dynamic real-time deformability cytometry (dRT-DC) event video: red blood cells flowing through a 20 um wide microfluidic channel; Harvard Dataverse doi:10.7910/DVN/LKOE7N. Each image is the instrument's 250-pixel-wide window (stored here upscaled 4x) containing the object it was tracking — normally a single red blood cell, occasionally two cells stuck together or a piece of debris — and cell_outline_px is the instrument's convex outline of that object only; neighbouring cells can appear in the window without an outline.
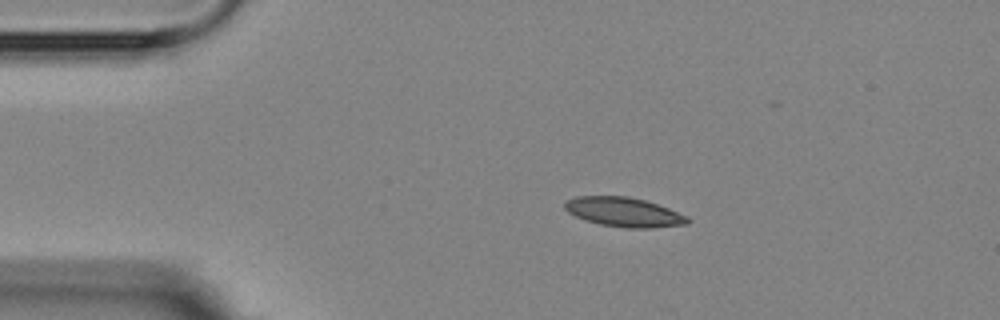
{"species": "Egyptian fruit bat (a non-hibernating species)", "species_latin": "Rousettus aegyptiacus", "temperature_condition": "room temperature", "stored_images_in_passage": 8, "camera_frame_rate_fps": 3000, "um_per_image_px": 0.085, "animal": {"sex": "female"}, "frame": {"image": 1, "passage_image": 3, "time_ms": 2.333, "image_size_px": [1000, 320], "cell_outline_px": [[692, 220], [688, 224], [652, 228], [628, 228], [600, 224], [576, 216], [568, 212], [564, 208], [564, 204], [568, 200], [576, 196], [628, 196], [644, 200], [668, 208], [688, 216]], "centroid_in_image_um": [53.07, 18.03], "position_along_channel_um": 31.9, "area_um2": 20.92}}
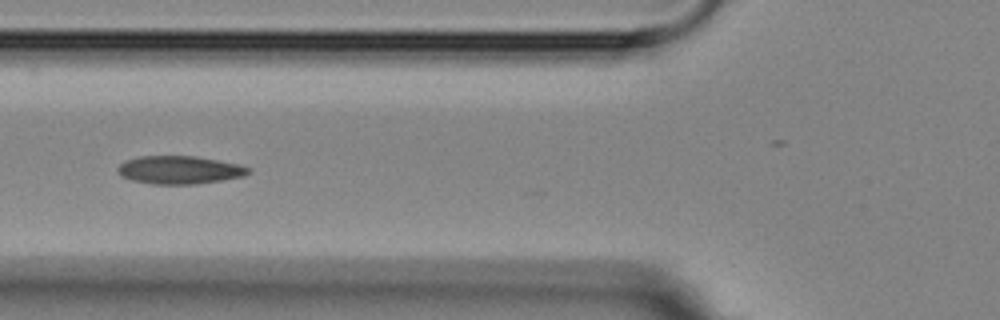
{"frame": {"image": 2, "passage_image": 6, "time_ms": 5.667, "image_size_px": [1000, 320], "cell_outline_px": [[252, 172], [244, 176], [196, 184], [152, 184], [132, 180], [120, 176], [116, 168], [120, 164], [128, 160], [140, 156], [196, 156], [236, 164], [252, 168]], "centroid_in_image_um": [15.25, 14.45], "position_along_channel_um": 110.5, "area_um2": 21.27}}
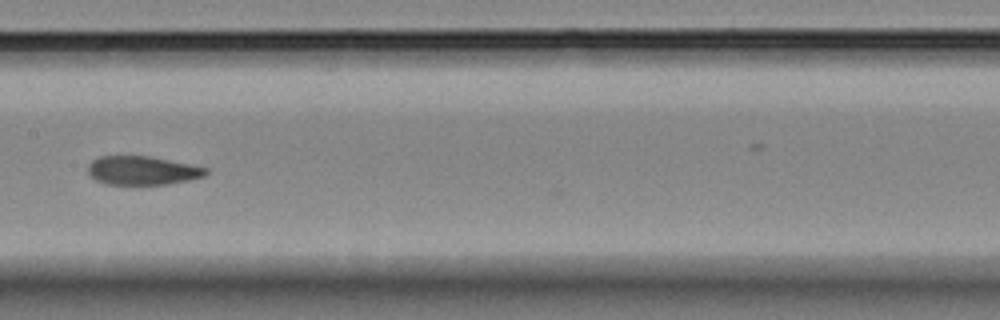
{"frame": {"image": 3, "passage_image": 8, "time_ms": 8.0, "image_size_px": [1000, 320], "cell_outline_px": [[208, 172], [204, 176], [188, 180], [168, 184], [104, 184], [96, 180], [88, 172], [88, 164], [92, 160], [100, 156], [152, 156], [208, 168]], "centroid_in_image_um": [12.09, 14.48], "position_along_channel_um": 195.3, "area_um2": 19.71}}